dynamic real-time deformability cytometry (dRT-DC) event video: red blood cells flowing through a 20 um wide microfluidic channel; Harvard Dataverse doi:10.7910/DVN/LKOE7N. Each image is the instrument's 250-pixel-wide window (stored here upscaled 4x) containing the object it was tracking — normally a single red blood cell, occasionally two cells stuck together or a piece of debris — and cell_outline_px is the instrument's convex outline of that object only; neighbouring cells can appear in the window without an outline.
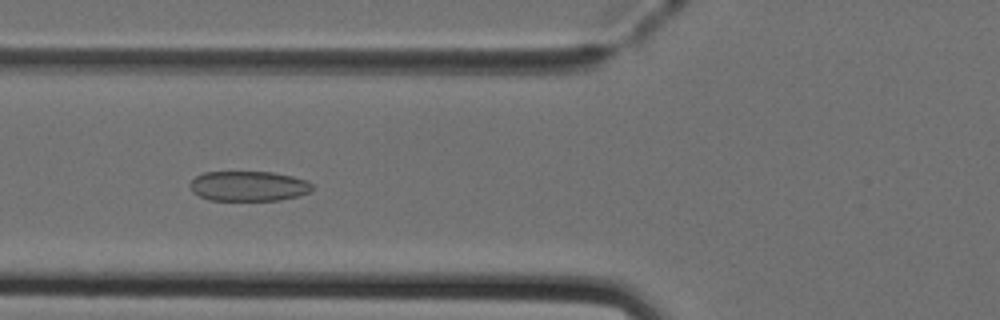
{"species": "Egyptian fruit bat (a non-hibernating species)", "species_latin": "Rousettus aegyptiacus", "temperature_condition": "cold", "stored_images_in_passage": 32, "camera_frame_rate_fps": 3000, "um_per_image_px": 0.085, "animal": {"sex": "female"}, "frame": {"image": 1, "passage_image": 8, "time_ms": 2.333, "image_size_px": [1000, 320], "cell_outline_px": [[312, 188], [308, 192], [300, 196], [280, 200], [208, 200], [192, 192], [188, 184], [196, 176], [204, 172], [272, 172], [292, 176], [308, 180], [312, 184]], "centroid_in_image_um": [21.12, 15.82], "position_along_channel_um": 104.7, "area_um2": 21.5}}
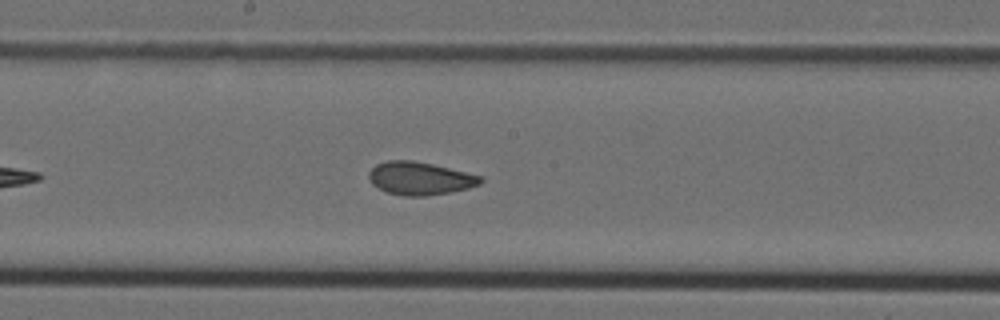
{"frame": {"image": 2, "passage_image": 16, "time_ms": 5.0, "image_size_px": [1000, 320], "cell_outline_px": [[484, 180], [480, 184], [468, 188], [452, 192], [424, 196], [404, 196], [388, 192], [372, 184], [368, 180], [368, 172], [376, 164], [388, 160], [412, 160], [432, 164], [484, 176]], "centroid_in_image_um": [35.71, 15.16], "position_along_channel_um": 212.5, "area_um2": 21.56}}
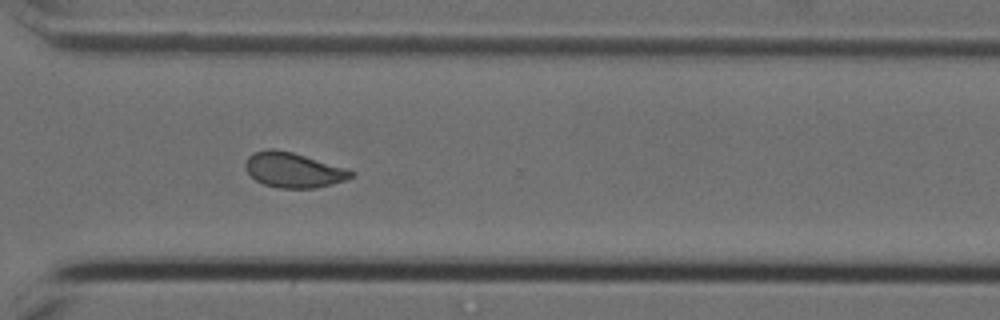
{"frame": {"image": 3, "passage_image": 26, "time_ms": 8.333, "image_size_px": [1000, 320], "cell_outline_px": [[352, 176], [344, 180], [332, 184], [316, 188], [280, 188], [264, 184], [256, 180], [244, 168], [244, 164], [248, 156], [252, 152], [268, 148], [272, 148], [292, 152], [348, 168], [352, 172]], "centroid_in_image_um": [24.9, 14.44], "position_along_channel_um": 345.7, "area_um2": 21.56}, "authors_computed_cell_mechanics": {"area_um2": 21.5016, "velocity_mm_per_s": 4.0204, "shape_relaxation_time_tau1_ms": null, "shape_relaxation_time_tau2_ms": 1.3745, "deformation_change_tau1": null, "deformation_change_tau2": 0.0694}}